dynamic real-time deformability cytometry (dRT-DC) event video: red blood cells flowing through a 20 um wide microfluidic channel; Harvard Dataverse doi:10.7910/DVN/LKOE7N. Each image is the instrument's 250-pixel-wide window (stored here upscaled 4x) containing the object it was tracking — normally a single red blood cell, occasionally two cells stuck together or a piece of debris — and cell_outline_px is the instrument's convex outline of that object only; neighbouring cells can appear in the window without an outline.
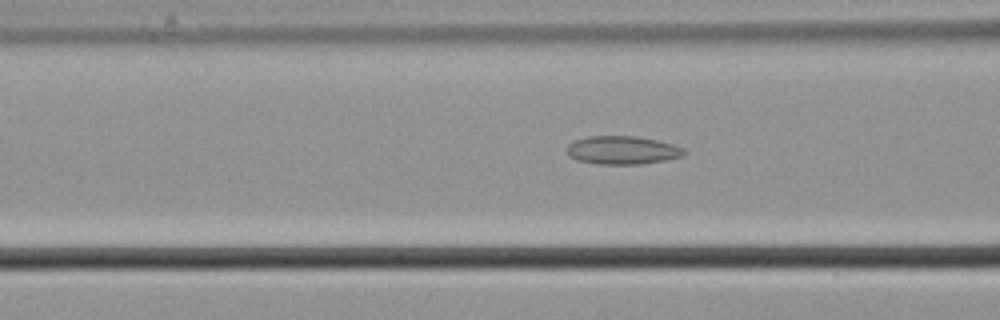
{"species": "common noctule bat (a hibernating species)", "species_latin": "Nyctalus noctula", "temperature_condition": "cold", "stored_images_in_passage": 56, "camera_frame_rate_fps": 3000, "um_per_image_px": 0.085, "animal": {"sex": "male", "body_mass_g": 21.5, "forearm_length_mm": 52.0}, "frame": {"image": 1, "passage_image": 22, "time_ms": 7.0, "image_size_px": [1000, 320], "cell_outline_px": [[688, 152], [684, 156], [668, 160], [640, 164], [596, 164], [576, 160], [568, 156], [568, 144], [572, 140], [588, 136], [636, 136], [656, 140], [672, 144], [684, 148]], "centroid_in_image_um": [52.91, 12.77], "position_along_channel_um": 113.7, "area_um2": 19.59}}
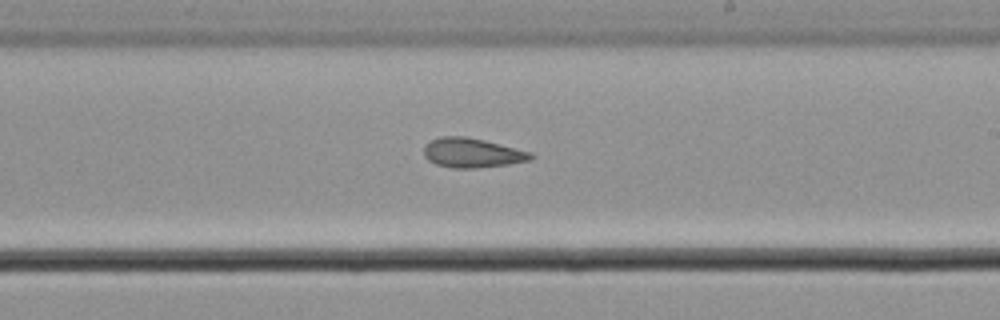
{"frame": {"image": 2, "passage_image": 33, "time_ms": 10.667, "image_size_px": [1000, 320], "cell_outline_px": [[536, 156], [532, 160], [508, 164], [476, 168], [452, 168], [436, 164], [428, 160], [424, 156], [424, 144], [440, 136], [464, 136], [484, 140], [532, 152]], "centroid_in_image_um": [40.14, 12.99], "position_along_channel_um": 248.9, "area_um2": 18.5}}
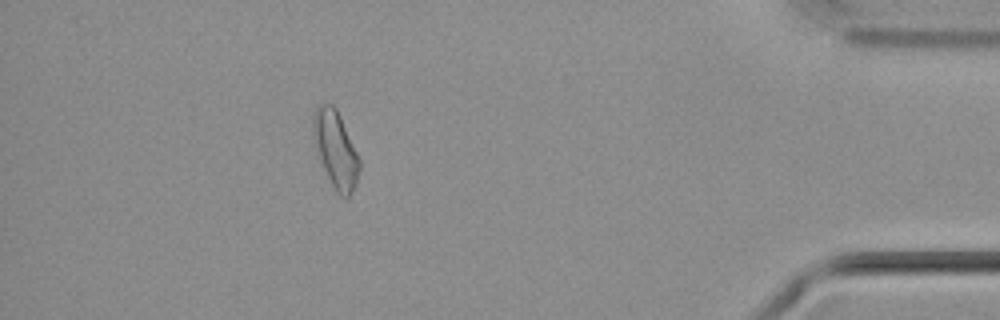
{"frame": {"image": 3, "passage_image": 50, "time_ms": 16.333, "image_size_px": [1000, 320], "cell_outline_px": [[360, 168], [356, 184], [348, 196], [340, 196], [336, 192], [320, 164], [316, 156], [312, 136], [312, 112], [324, 100], [332, 104], [336, 108], [340, 116], [360, 160]], "centroid_in_image_um": [28.46, 12.65], "position_along_channel_um": 406.7, "area_um2": 21.1}, "authors_computed_cell_mechanics": {"area_um2": 19.5653, "velocity_mm_per_s": 3.6837, "shape_relaxation_time_tau1_ms": null, "shape_relaxation_time_tau2_ms": 2.6859, "deformation_change_tau1": null, "deformation_change_tau2": 0.0933}}